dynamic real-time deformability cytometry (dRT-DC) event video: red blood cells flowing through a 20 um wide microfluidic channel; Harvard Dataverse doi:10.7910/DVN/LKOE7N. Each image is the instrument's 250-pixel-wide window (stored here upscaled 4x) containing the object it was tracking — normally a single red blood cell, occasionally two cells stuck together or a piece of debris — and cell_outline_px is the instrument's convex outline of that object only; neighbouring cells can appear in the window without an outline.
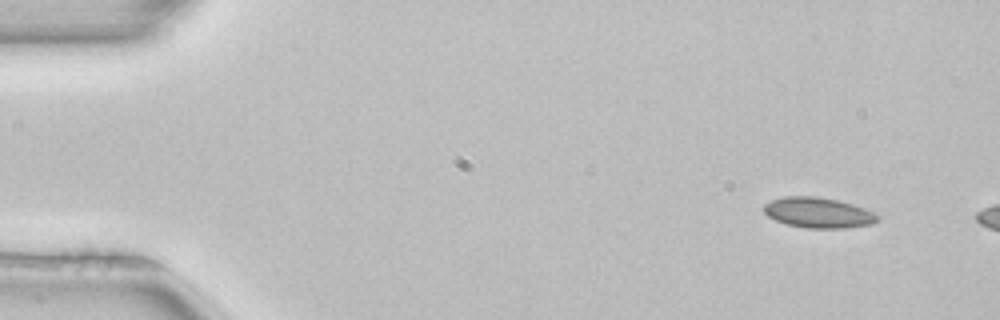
{"species": "common noctule bat (a hibernating species)", "species_latin": "Nyctalus noctula", "temperature_condition": "room temperature", "stored_images_in_passage": 3, "camera_frame_rate_fps": 3000, "um_per_image_px": 0.085, "animal": {"sex": "female", "body_mass_g": 22.7, "forearm_length_mm": 54.2}, "frame": {"image": 1, "passage_image": 1, "time_ms": 0.0, "image_size_px": [1000, 320], "cell_outline_px": [[880, 216], [872, 224], [844, 228], [808, 228], [788, 224], [776, 220], [768, 216], [764, 212], [764, 204], [772, 200], [784, 196], [816, 196], [836, 200], [852, 204], [864, 208]], "centroid_in_image_um": [69.54, 18.07], "position_along_channel_um": 15.5, "area_um2": 19.94}}